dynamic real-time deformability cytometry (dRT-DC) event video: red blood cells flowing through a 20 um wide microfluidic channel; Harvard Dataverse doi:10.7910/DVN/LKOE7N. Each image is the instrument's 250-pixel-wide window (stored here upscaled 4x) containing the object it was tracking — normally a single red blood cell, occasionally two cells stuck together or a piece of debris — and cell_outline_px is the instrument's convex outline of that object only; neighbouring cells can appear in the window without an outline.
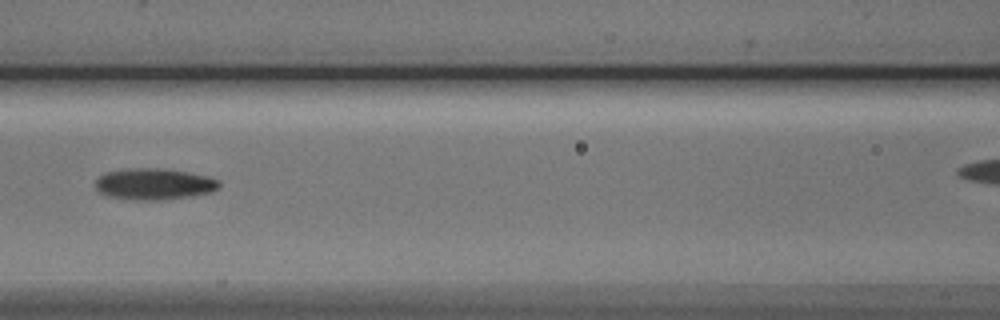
{"species": "Egyptian fruit bat (a non-hibernating species)", "species_latin": "Rousettus aegyptiacus", "temperature_condition": "cold", "stored_images_in_passage": 6, "segment_of_instrument_passage": [1, 2], "camera_frame_rate_fps": 3000, "um_per_image_px": 0.085, "animal": {"sex": "male"}, "frame": {"image": 1, "passage_image": 4, "time_ms": 3.667, "image_size_px": [1000, 320], "cell_outline_px": [[220, 188], [212, 192], [192, 196], [160, 200], [136, 200], [108, 196], [100, 192], [96, 188], [96, 180], [100, 176], [108, 172], [128, 168], [160, 168], [188, 172], [208, 176], [220, 180]], "centroid_in_image_um": [13.15, 15.64], "position_along_channel_um": 153.5, "area_um2": 22.66}}